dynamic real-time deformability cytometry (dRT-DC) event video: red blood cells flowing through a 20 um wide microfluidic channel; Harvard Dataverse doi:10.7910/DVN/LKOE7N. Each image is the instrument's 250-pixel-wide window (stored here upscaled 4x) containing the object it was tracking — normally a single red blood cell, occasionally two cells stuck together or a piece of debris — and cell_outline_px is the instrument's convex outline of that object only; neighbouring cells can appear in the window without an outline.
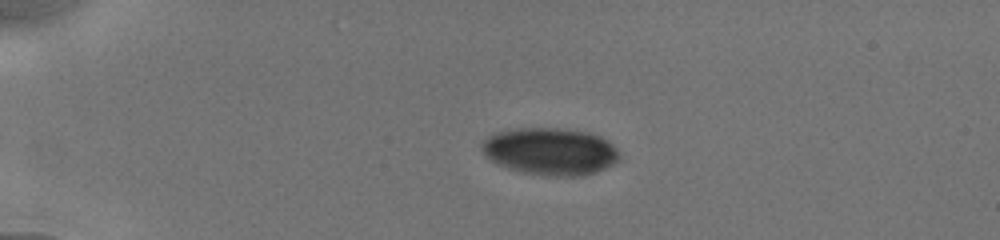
{"species": "human", "species_latin": "Homo sapiens", "temperature_condition": "cold", "stored_images_in_passage": 4, "camera_frame_rate_fps": 3000, "um_per_image_px": 0.085, "donor": {"sex": "male"}, "frame": {"image": 1, "passage_image": 1, "time_ms": 0.0, "image_size_px": [1000, 240], "cell_outline_px": [[620, 160], [616, 164], [580, 176], [556, 176], [524, 172], [500, 164], [492, 160], [480, 148], [480, 144], [488, 136], [496, 132], [516, 128], [560, 128], [588, 132], [600, 136], [608, 140], [620, 152]], "centroid_in_image_um": [46.82, 12.84], "position_along_channel_um": 38.2, "area_um2": 37.63}}
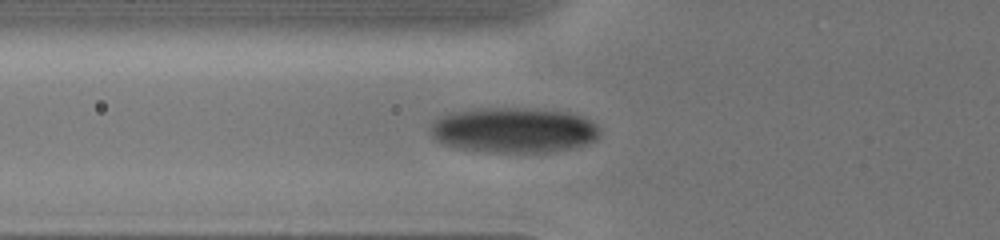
{"frame": {"image": 2, "passage_image": 4, "time_ms": 2.667, "image_size_px": [1000, 240], "cell_outline_px": [[600, 136], [596, 140], [572, 148], [556, 152], [484, 152], [456, 148], [444, 144], [436, 140], [432, 136], [428, 128], [436, 116], [448, 112], [472, 108], [524, 108], [568, 112], [592, 120], [596, 124], [600, 132]], "centroid_in_image_um": [43.61, 11.06], "position_along_channel_um": 82.2, "area_um2": 45.49}}